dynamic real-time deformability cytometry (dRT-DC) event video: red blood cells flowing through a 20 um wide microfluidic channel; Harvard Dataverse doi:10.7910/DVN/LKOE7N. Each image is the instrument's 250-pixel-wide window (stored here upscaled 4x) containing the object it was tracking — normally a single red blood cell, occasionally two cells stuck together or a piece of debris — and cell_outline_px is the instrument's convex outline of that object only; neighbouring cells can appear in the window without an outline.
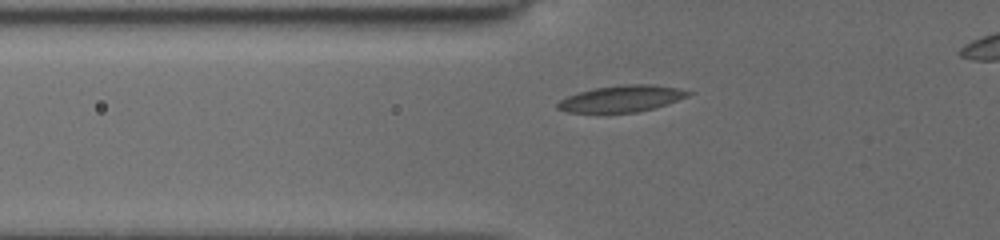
{"species": "common noctule bat (a hibernating species)", "species_latin": "Nyctalus noctula", "temperature_condition": "cold", "stored_images_in_passage": 9, "camera_frame_rate_fps": 3000, "um_per_image_px": 0.085, "animal": {"sex": "female", "body_mass_g": 19.5, "forearm_length_mm": 54.1}, "frame": {"image": 1, "passage_image": 4, "time_ms": 0.333, "image_size_px": [1000, 240], "cell_outline_px": [[692, 92], [688, 96], [652, 108], [636, 112], [568, 112], [556, 108], [556, 104], [560, 100], [568, 96], [580, 92], [596, 88], [624, 84], [652, 84], [676, 88]], "centroid_in_image_um": [52.8, 8.38], "position_along_channel_um": 73.0, "area_um2": 19.65}}